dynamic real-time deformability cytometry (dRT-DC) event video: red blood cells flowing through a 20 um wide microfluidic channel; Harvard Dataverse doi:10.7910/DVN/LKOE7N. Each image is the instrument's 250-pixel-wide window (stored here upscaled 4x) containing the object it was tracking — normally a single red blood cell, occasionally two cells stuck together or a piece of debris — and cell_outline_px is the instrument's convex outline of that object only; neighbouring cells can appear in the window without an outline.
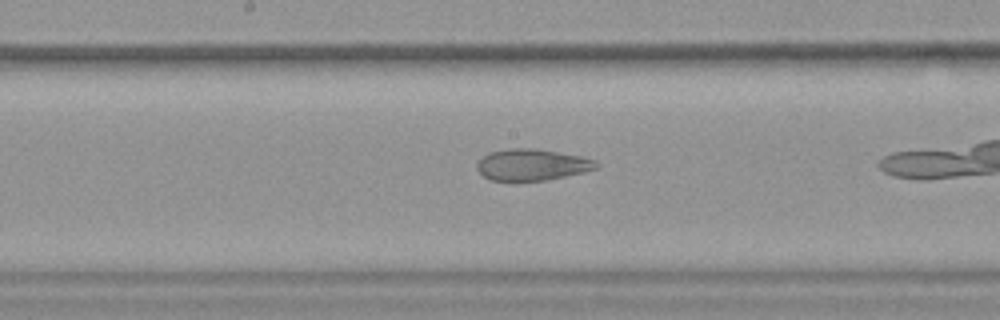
{"species": "common noctule bat (a hibernating species)", "species_latin": "Nyctalus noctula", "temperature_condition": "warm", "stored_images_in_passage": 26, "camera_frame_rate_fps": 3000, "um_per_image_px": 0.085, "animal": {"sex": "female", "body_mass_g": 19.9}, "frame": {"image": 1, "passage_image": 12, "time_ms": 3.667, "image_size_px": [1000, 320], "cell_outline_px": [[600, 164], [596, 168], [584, 172], [544, 180], [516, 184], [492, 180], [484, 176], [476, 168], [476, 164], [488, 152], [508, 148], [536, 148], [580, 156], [596, 160]], "centroid_in_image_um": [45.18, 14.03], "position_along_channel_um": 203.0, "area_um2": 22.43}}